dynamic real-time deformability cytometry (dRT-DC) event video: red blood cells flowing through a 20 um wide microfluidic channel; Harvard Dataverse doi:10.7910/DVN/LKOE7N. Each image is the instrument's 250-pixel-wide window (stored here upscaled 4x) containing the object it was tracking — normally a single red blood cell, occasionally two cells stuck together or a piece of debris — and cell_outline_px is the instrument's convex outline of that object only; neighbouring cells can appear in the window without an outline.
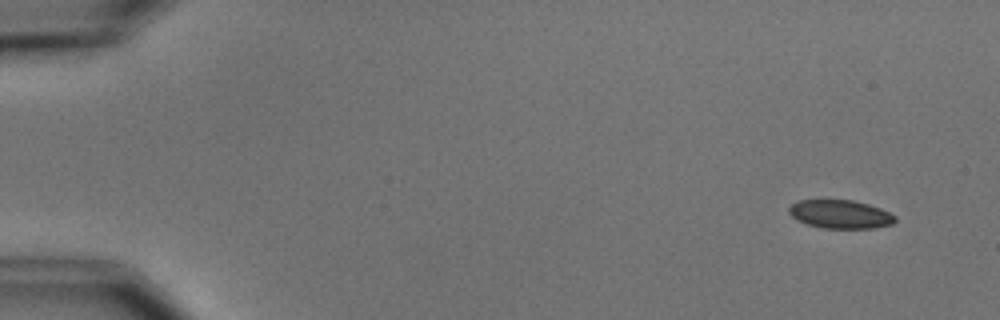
{"species": "common noctule bat (a hibernating species)", "species_latin": "Nyctalus noctula", "temperature_condition": "cold", "stored_images_in_passage": 6, "camera_frame_rate_fps": 3000, "um_per_image_px": 0.085, "animal": {"sex": "male", "body_mass_g": 15.6}, "frame": {"image": 1, "passage_image": 1, "time_ms": 0.0, "image_size_px": [1000, 320], "cell_outline_px": [[896, 220], [892, 224], [876, 228], [820, 228], [796, 220], [788, 212], [788, 208], [792, 204], [800, 200], [852, 200], [868, 204], [880, 208], [896, 216]], "centroid_in_image_um": [71.42, 18.21], "position_along_channel_um": 13.6, "area_um2": 17.63}}
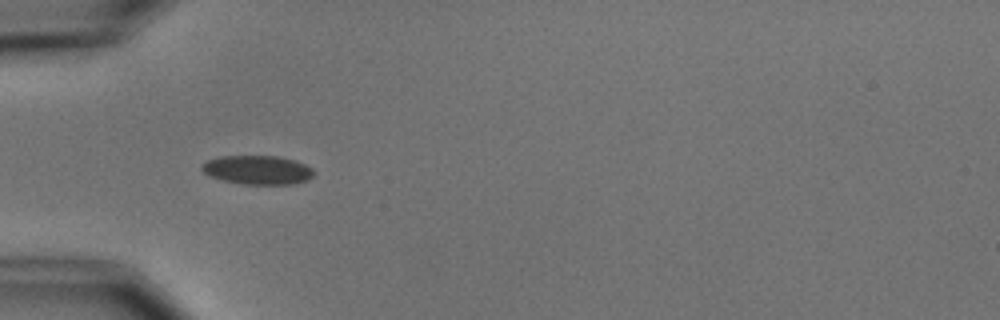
{"frame": {"image": 2, "passage_image": 5, "time_ms": 4.667, "image_size_px": [1000, 320], "cell_outline_px": [[312, 176], [308, 180], [292, 184], [244, 184], [224, 180], [208, 176], [200, 168], [200, 164], [208, 160], [220, 156], [276, 156], [296, 160], [312, 168]], "centroid_in_image_um": [21.86, 14.44], "position_along_channel_um": 63.1, "area_um2": 18.84}}